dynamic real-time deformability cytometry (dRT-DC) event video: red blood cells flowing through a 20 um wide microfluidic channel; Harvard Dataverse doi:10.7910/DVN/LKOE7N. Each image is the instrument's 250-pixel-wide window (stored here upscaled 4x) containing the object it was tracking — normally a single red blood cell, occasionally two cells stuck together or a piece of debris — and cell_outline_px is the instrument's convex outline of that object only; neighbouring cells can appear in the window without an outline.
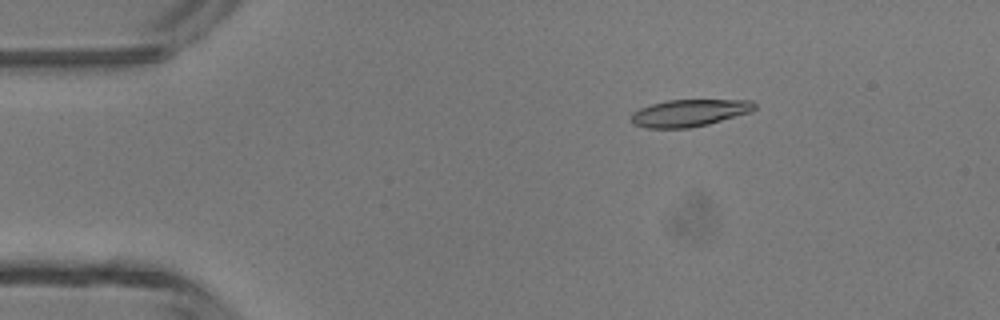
{"species": "common noctule bat (a hibernating species)", "species_latin": "Nyctalus noctula", "temperature_condition": "room temperature", "stored_images_in_passage": 34, "camera_frame_rate_fps": 3000, "um_per_image_px": 0.085, "animal": {"sex": "male", "body_mass_g": 13.3}, "frame": {"image": 1, "passage_image": 1, "time_ms": 0.0, "image_size_px": [1000, 320], "cell_outline_px": [[756, 108], [752, 112], [708, 124], [688, 128], [644, 128], [632, 124], [632, 112], [640, 108], [652, 104], [668, 100], [752, 100], [756, 104]], "centroid_in_image_um": [58.61, 9.6], "position_along_channel_um": 26.4, "area_um2": 19.54}}
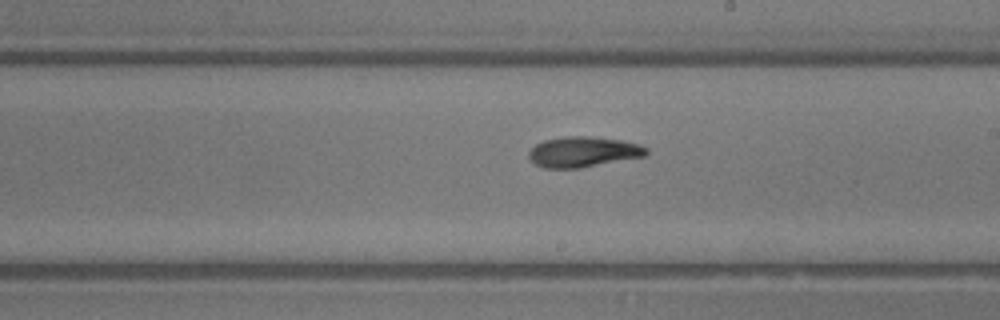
{"frame": {"image": 2, "passage_image": 20, "time_ms": 6.333, "image_size_px": [1000, 320], "cell_outline_px": [[648, 152], [644, 156], [580, 168], [544, 168], [536, 164], [528, 156], [528, 152], [536, 144], [544, 140], [564, 136], [592, 136], [620, 140], [640, 144], [648, 148]], "centroid_in_image_um": [49.57, 12.9], "position_along_channel_um": 239.4, "area_um2": 20.81}}
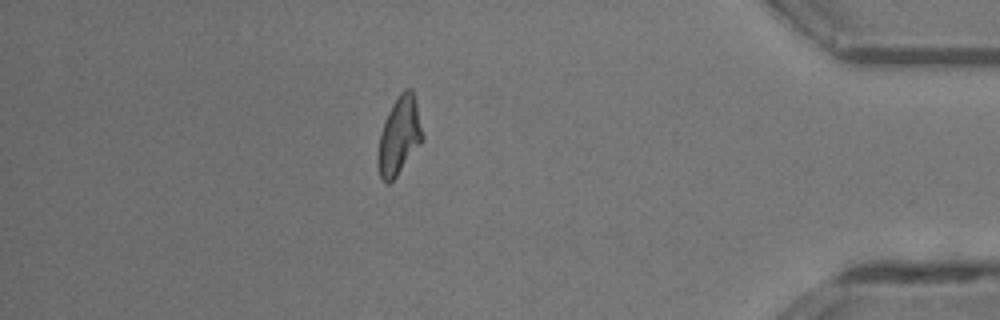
{"frame": {"image": 3, "passage_image": 34, "time_ms": 11.0, "image_size_px": [1000, 320], "cell_outline_px": [[424, 140], [396, 176], [388, 184], [380, 176], [376, 164], [376, 156], [380, 132], [384, 120], [392, 104], [400, 92], [404, 88], [412, 88], [424, 136]], "centroid_in_image_um": [33.91, 11.54], "position_along_channel_um": 401.3, "area_um2": 20.35}, "authors_computed_cell_mechanics": {"area_um2": 20.3456, "velocity_mm_per_s": 4.4016, "shape_relaxation_time_tau1_ms": 5.0727, "shape_relaxation_time_tau2_ms": null, "deformation_change_tau1": 0.215, "deformation_change_tau2": null}}